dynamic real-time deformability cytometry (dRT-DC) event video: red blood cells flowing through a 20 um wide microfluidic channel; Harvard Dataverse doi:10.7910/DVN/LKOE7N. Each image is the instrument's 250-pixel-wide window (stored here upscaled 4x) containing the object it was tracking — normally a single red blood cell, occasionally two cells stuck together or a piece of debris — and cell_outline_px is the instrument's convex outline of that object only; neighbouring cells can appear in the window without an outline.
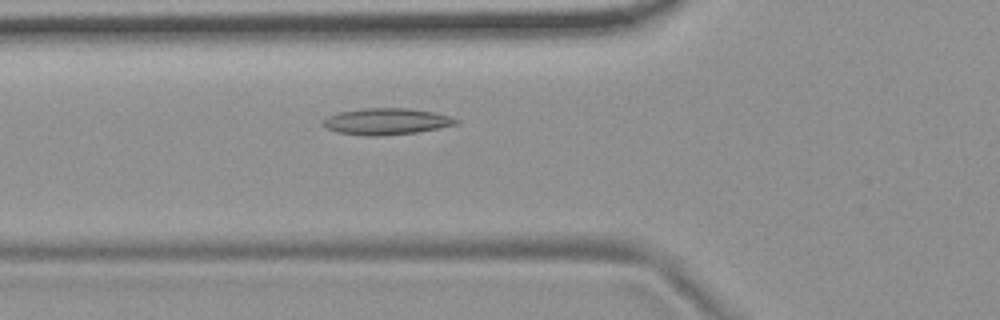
{"species": "common noctule bat (a hibernating species)", "species_latin": "Nyctalus noctula", "temperature_condition": "room temperature", "stored_images_in_passage": 5, "camera_frame_rate_fps": 3000, "um_per_image_px": 0.085, "animal": {"sex": "female", "body_mass_g": 19.9}, "frame": {"image": 1, "passage_image": 5, "time_ms": 4.667, "image_size_px": [1000, 320], "cell_outline_px": [[460, 124], [440, 128], [416, 132], [380, 136], [368, 136], [336, 132], [328, 128], [324, 124], [324, 120], [328, 116], [340, 112], [364, 108], [408, 108], [436, 112], [460, 120]], "centroid_in_image_um": [32.91, 10.32], "position_along_channel_um": 92.9, "area_um2": 20.46}}